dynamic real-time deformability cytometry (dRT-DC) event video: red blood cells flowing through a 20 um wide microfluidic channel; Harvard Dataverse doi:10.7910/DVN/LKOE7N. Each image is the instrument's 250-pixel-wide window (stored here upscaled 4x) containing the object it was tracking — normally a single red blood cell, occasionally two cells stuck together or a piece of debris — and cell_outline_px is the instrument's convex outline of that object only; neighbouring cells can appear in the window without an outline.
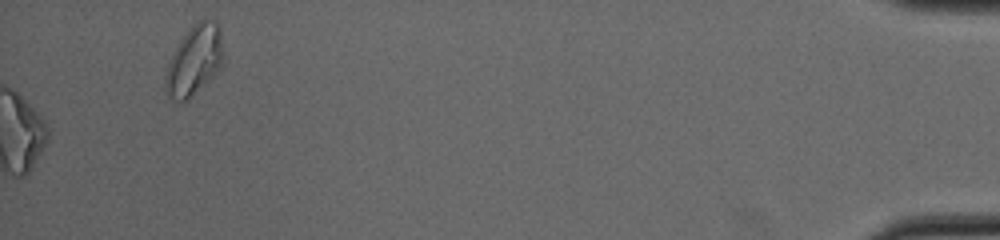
{"species": "common noctule bat (a hibernating species)", "species_latin": "Nyctalus noctula", "temperature_condition": "cold", "stored_images_in_passage": 38, "camera_frame_rate_fps": 3000, "um_per_image_px": 0.085, "animal": {"sex": "male", "body_mass_g": 19.0, "forearm_length_mm": 50.8}, "frame": {"image": 1, "passage_image": 38, "time_ms": 12.333, "image_size_px": [1000, 240], "cell_outline_px": [[224, 64], [184, 104], [168, 96], [164, 92], [164, 76], [168, 64], [180, 40], [192, 24], [200, 20], [216, 20], [220, 24], [224, 56]], "centroid_in_image_um": [16.53, 5.13], "position_along_channel_um": 418.7, "area_um2": 23.87}}